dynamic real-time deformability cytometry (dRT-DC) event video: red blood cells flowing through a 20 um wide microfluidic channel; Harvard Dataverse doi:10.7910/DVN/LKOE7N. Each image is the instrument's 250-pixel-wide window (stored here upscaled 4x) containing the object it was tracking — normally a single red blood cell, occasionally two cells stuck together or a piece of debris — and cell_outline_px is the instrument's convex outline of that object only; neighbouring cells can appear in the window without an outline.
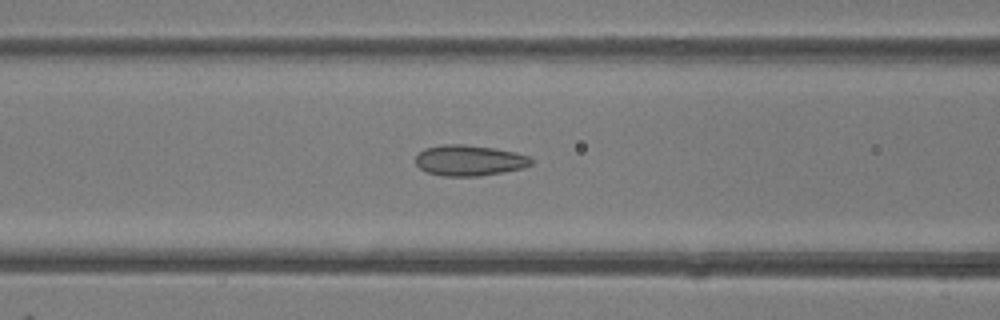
{"species": "common noctule bat (a hibernating species)", "species_latin": "Nyctalus noctula", "temperature_condition": "room temperature", "stored_images_in_passage": 48, "camera_frame_rate_fps": 3000, "um_per_image_px": 0.085, "animal": {"sex": "female"}, "frame": {"image": 1, "passage_image": 20, "time_ms": 6.333, "image_size_px": [1000, 320], "cell_outline_px": [[532, 164], [524, 168], [480, 176], [444, 176], [428, 172], [420, 168], [416, 164], [416, 156], [424, 148], [444, 144], [464, 144], [496, 148], [516, 152], [528, 156], [532, 160]], "centroid_in_image_um": [39.91, 13.63], "position_along_channel_um": 126.7, "area_um2": 20.75}}
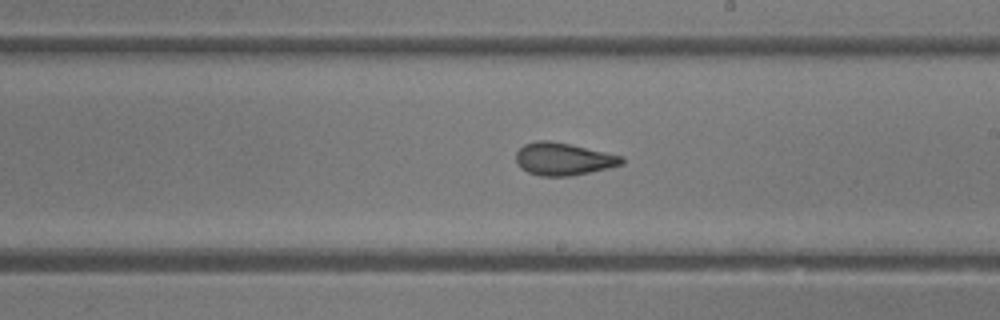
{"frame": {"image": 2, "passage_image": 28, "time_ms": 9.0, "image_size_px": [1000, 320], "cell_outline_px": [[624, 164], [608, 168], [572, 176], [540, 176], [528, 172], [520, 168], [516, 160], [516, 152], [524, 144], [536, 140], [548, 140], [568, 144], [624, 156]], "centroid_in_image_um": [47.88, 13.52], "position_along_channel_um": 241.1, "area_um2": 20.06}}
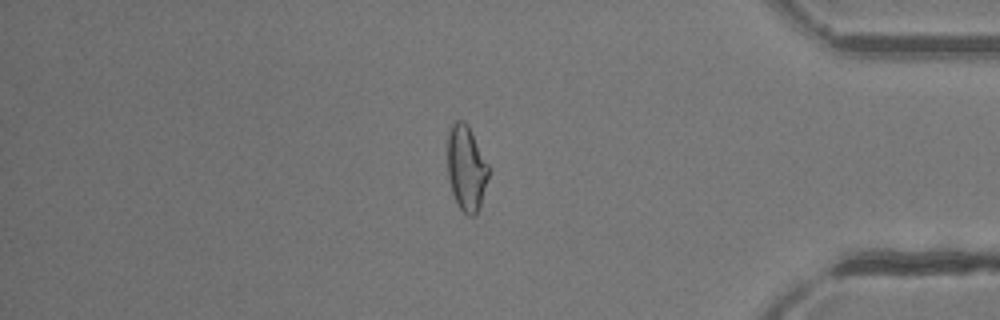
{"frame": {"image": 3, "passage_image": 41, "time_ms": 13.333, "image_size_px": [1000, 320], "cell_outline_px": [[488, 176], [480, 208], [476, 216], [468, 216], [456, 204], [452, 192], [448, 176], [448, 132], [452, 124], [456, 120], [464, 120], [468, 124], [488, 164]], "centroid_in_image_um": [39.63, 14.3], "position_along_channel_um": 395.6, "area_um2": 20.46}, "authors_computed_cell_mechanics": {"area_um2": 21.2993, "velocity_mm_per_s": 4.2858, "shape_relaxation_time_tau1_ms": 4.7365, "shape_relaxation_time_tau2_ms": 1.46, "deformation_change_tau1": 0.1283, "deformation_change_tau2": 0.0721}}